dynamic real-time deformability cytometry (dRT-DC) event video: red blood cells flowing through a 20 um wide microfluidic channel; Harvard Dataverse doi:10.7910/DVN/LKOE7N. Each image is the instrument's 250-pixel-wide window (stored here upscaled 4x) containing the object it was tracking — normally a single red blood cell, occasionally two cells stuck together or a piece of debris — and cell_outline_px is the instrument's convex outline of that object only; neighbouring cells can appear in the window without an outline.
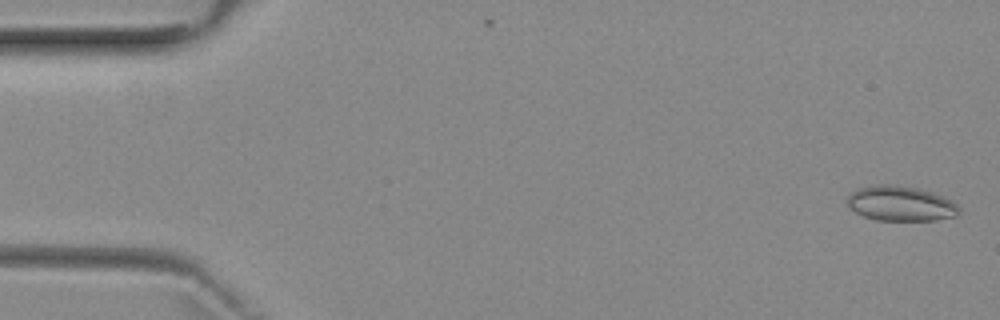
{"species": "common noctule bat (a hibernating species)", "species_latin": "Nyctalus noctula", "temperature_condition": "room temperature", "stored_images_in_passage": 5, "camera_frame_rate_fps": 3000, "um_per_image_px": 0.085, "animal": {"sex": "female", "body_mass_g": 29.2, "forearm_length_mm": 56.3}, "frame": {"image": 1, "passage_image": 1, "time_ms": 0.0, "image_size_px": [1000, 320], "cell_outline_px": [[960, 212], [956, 216], [936, 220], [876, 220], [864, 216], [848, 208], [848, 196], [856, 188], [876, 184], [896, 184], [916, 188], [932, 192], [944, 196], [952, 200], [960, 208]], "centroid_in_image_um": [76.56, 17.29], "position_along_channel_um": 8.4, "area_um2": 23.0}}